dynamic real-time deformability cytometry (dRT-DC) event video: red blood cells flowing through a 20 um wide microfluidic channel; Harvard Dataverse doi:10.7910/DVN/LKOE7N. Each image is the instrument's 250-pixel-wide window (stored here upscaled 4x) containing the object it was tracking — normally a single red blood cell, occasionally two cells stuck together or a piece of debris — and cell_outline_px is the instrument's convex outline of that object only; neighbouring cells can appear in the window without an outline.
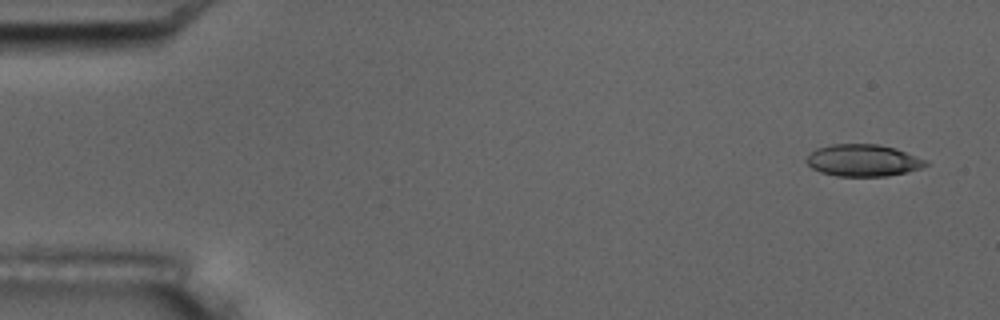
{"species": "common noctule bat (a hibernating species)", "species_latin": "Nyctalus noctula", "temperature_condition": "room temperature", "stored_images_in_passage": 4, "camera_frame_rate_fps": 3000, "um_per_image_px": 0.085, "animal": {"sex": "male", "body_mass_g": 17.5, "forearm_length_mm": 52.3}, "frame": {"image": 1, "passage_image": 1, "time_ms": 0.0, "image_size_px": [1000, 320], "cell_outline_px": [[928, 164], [920, 168], [908, 172], [888, 176], [836, 176], [820, 172], [812, 168], [804, 160], [816, 148], [832, 144], [880, 144], [896, 148], [928, 160]], "centroid_in_image_um": [73.38, 13.63], "position_along_channel_um": 11.6, "area_um2": 22.37}}
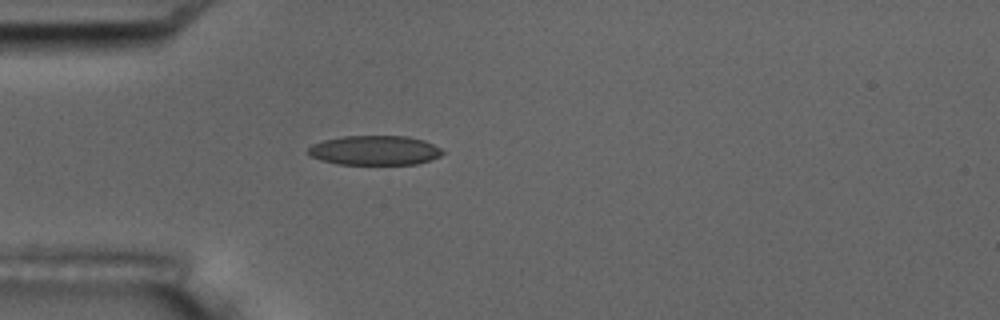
{"frame": {"image": 2, "passage_image": 4, "time_ms": 4.333, "image_size_px": [1000, 320], "cell_outline_px": [[444, 152], [440, 156], [416, 164], [336, 164], [320, 160], [312, 156], [308, 152], [308, 148], [312, 144], [324, 140], [344, 136], [408, 136], [424, 140], [440, 148]], "centroid_in_image_um": [31.84, 12.78], "position_along_channel_um": 53.2, "area_um2": 23.0}}